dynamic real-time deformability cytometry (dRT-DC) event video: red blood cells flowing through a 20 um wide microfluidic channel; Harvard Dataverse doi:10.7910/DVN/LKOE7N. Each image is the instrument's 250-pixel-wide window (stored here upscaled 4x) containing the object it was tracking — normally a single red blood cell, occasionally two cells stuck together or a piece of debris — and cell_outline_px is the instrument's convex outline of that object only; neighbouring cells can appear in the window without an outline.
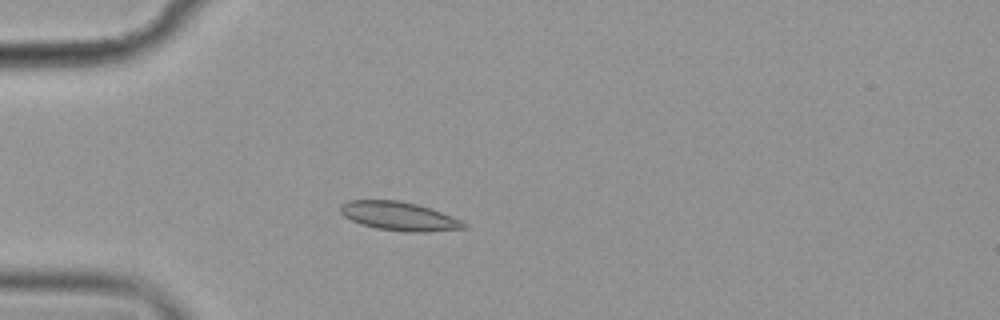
{"species": "common noctule bat (a hibernating species)", "species_latin": "Nyctalus noctula", "temperature_condition": "cold", "stored_images_in_passage": 14, "camera_frame_rate_fps": 3000, "um_per_image_px": 0.085, "animal": {"sex": "female", "body_mass_g": 19.9}, "frame": {"image": 1, "passage_image": 3, "time_ms": 3.333, "image_size_px": [1000, 320], "cell_outline_px": [[468, 228], [428, 232], [408, 232], [376, 228], [360, 224], [344, 216], [340, 212], [340, 204], [348, 200], [400, 200], [416, 204], [452, 216], [468, 224]], "centroid_in_image_um": [33.92, 18.38], "position_along_channel_um": 51.1, "area_um2": 20.69}}
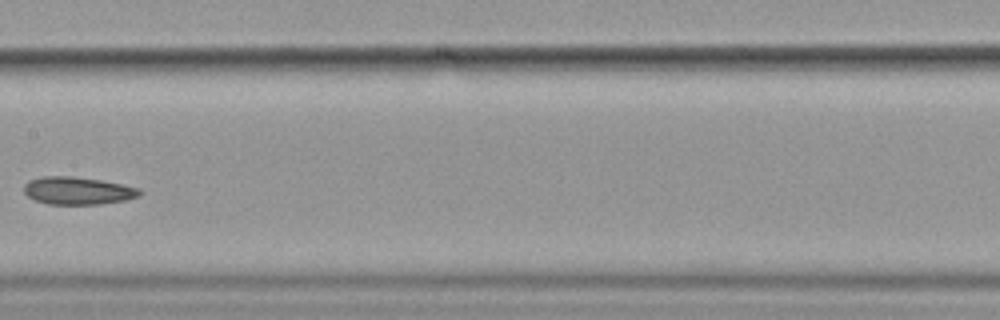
{"frame": {"image": 2, "passage_image": 7, "time_ms": 8.0, "image_size_px": [1000, 320], "cell_outline_px": [[144, 192], [140, 196], [124, 200], [100, 204], [48, 204], [36, 200], [28, 196], [24, 192], [24, 184], [28, 180], [44, 176], [72, 176], [100, 180], [140, 188]], "centroid_in_image_um": [6.62, 16.2], "position_along_channel_um": 200.8, "area_um2": 18.61}}
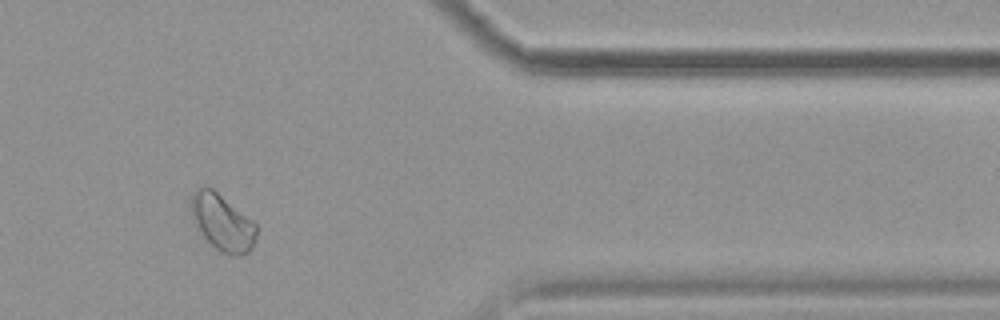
{"frame": {"image": 3, "passage_image": 12, "time_ms": 14.0, "image_size_px": [1000, 320], "cell_outline_px": [[256, 236], [252, 248], [248, 252], [236, 256], [232, 256], [220, 252], [200, 232], [192, 220], [192, 192], [200, 184], [204, 184], [212, 188], [252, 220], [256, 224]], "centroid_in_image_um": [18.88, 18.89], "position_along_channel_um": 392.5, "area_um2": 21.39}}